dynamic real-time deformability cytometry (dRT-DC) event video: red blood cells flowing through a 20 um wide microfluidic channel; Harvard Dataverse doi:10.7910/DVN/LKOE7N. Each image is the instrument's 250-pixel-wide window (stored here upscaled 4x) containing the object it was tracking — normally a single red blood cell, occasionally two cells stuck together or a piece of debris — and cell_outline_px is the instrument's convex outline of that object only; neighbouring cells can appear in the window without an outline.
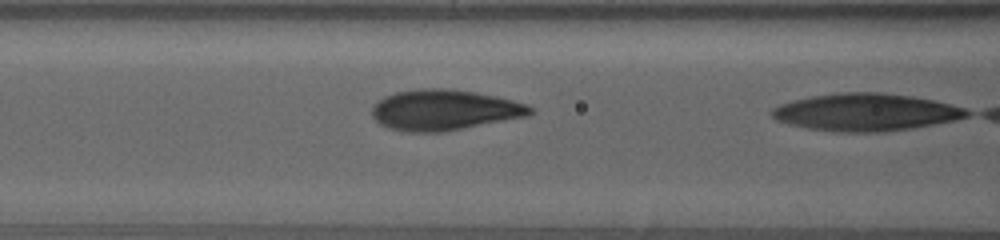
{"species": "human", "species_latin": "Homo sapiens", "temperature_condition": "warm", "stored_images_in_passage": 51, "camera_frame_rate_fps": 3000, "um_per_image_px": 0.085, "donor": {"sex": "female"}, "frame": {"image": 1, "passage_image": 50, "time_ms": 16.333, "image_size_px": [1000, 240], "cell_outline_px": [[532, 112], [528, 116], [444, 132], [408, 132], [388, 128], [380, 124], [372, 116], [372, 108], [384, 96], [396, 92], [420, 88], [440, 88], [472, 92], [496, 96], [528, 104], [532, 108]], "centroid_in_image_um": [37.76, 9.36], "position_along_channel_um": 128.8, "area_um2": 37.28}}